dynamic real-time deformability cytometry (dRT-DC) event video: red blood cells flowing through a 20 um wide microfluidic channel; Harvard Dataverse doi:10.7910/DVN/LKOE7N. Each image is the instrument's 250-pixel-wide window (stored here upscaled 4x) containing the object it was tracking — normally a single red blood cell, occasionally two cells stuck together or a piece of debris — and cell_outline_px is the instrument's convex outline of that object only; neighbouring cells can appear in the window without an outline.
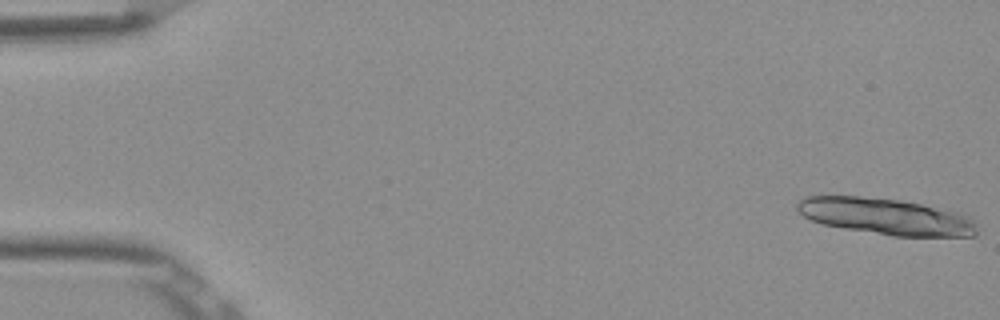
{"species": "Egyptian fruit bat (a non-hibernating species)", "species_latin": "Rousettus aegyptiacus", "temperature_condition": "room temperature", "stored_images_in_passage": 15, "camera_frame_rate_fps": 3000, "um_per_image_px": 0.085, "frame": {"image": 1, "passage_image": 1, "time_ms": 0.0, "image_size_px": [1000, 320], "cell_outline_px": [[976, 236], [892, 236], [844, 228], [824, 224], [812, 220], [804, 216], [796, 208], [796, 204], [804, 196], [860, 196], [900, 200], [920, 204], [956, 212], [972, 216], [976, 224]], "centroid_in_image_um": [75.31, 18.4], "position_along_channel_um": 9.7, "area_um2": 37.97}}